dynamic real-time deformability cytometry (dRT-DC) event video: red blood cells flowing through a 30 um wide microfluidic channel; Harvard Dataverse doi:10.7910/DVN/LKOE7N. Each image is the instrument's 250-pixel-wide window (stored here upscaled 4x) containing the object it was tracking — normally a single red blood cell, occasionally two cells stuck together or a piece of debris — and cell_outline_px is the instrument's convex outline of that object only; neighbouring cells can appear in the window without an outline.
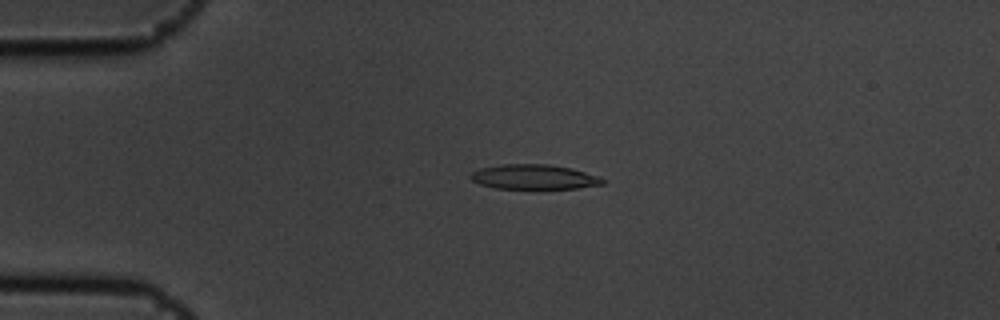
{"species": "common noctule bat (a hibernating species)", "species_latin": "Nyctalus noctula", "temperature_condition": "cold", "stored_images_in_passage": 4, "camera_frame_rate_fps": 3000, "um_per_image_px": 0.085, "animal": {"sex": "male", "body_mass_g": 19.5, "forearm_length_mm": 54.6}, "frame": {"image": 1, "passage_image": 3, "time_ms": 0.667, "image_size_px": [1000, 320], "cell_outline_px": [[604, 184], [576, 188], [540, 192], [532, 192], [496, 188], [480, 184], [472, 180], [468, 176], [472, 172], [480, 168], [500, 164], [548, 164], [572, 168], [600, 176], [604, 180]], "centroid_in_image_um": [45.4, 15.09], "position_along_channel_um": 39.6, "area_um2": 20.29}}